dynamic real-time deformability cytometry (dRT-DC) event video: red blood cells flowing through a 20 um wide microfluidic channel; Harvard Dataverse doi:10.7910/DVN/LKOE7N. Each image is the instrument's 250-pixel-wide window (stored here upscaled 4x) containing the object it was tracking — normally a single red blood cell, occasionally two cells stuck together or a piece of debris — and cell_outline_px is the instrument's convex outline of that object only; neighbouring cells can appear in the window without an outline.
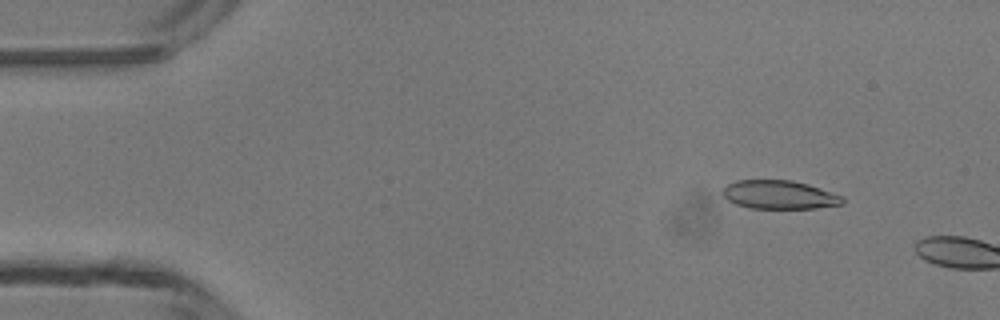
{"species": "common noctule bat (a hibernating species)", "species_latin": "Nyctalus noctula", "temperature_condition": "room temperature", "stored_images_in_passage": 7, "camera_frame_rate_fps": 3000, "um_per_image_px": 0.085, "animal": {"sex": "male", "body_mass_g": 13.3}, "frame": {"image": 1, "passage_image": 5, "time_ms": 1.333, "image_size_px": [1000, 320], "cell_outline_px": [[844, 204], [816, 208], [748, 208], [736, 204], [728, 200], [720, 192], [728, 184], [736, 180], [792, 180], [808, 184], [844, 196]], "centroid_in_image_um": [66.25, 16.55], "position_along_channel_um": 18.7, "area_um2": 20.06}}